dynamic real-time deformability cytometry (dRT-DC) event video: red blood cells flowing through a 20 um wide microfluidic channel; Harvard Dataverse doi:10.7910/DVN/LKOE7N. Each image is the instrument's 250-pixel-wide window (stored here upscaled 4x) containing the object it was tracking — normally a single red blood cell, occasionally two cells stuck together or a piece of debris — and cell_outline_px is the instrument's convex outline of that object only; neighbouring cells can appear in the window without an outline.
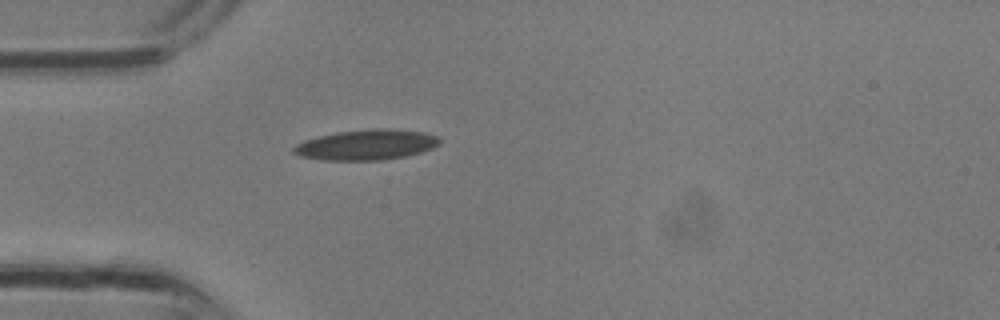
{"species": "common noctule bat (a hibernating species)", "species_latin": "Nyctalus noctula", "temperature_condition": "room temperature", "stored_images_in_passage": 23, "camera_frame_rate_fps": 3000, "um_per_image_px": 0.085, "animal": {"sex": "male", "body_mass_g": 13.3}, "frame": {"image": 1, "passage_image": 1, "time_ms": 0.0, "image_size_px": [1000, 320], "cell_outline_px": [[440, 144], [432, 148], [420, 152], [404, 156], [380, 160], [324, 160], [300, 156], [292, 152], [292, 148], [296, 144], [304, 140], [336, 132], [372, 128], [392, 128], [424, 132], [436, 136], [440, 140]], "centroid_in_image_um": [31.13, 12.29], "position_along_channel_um": 53.9, "area_um2": 25.84}}
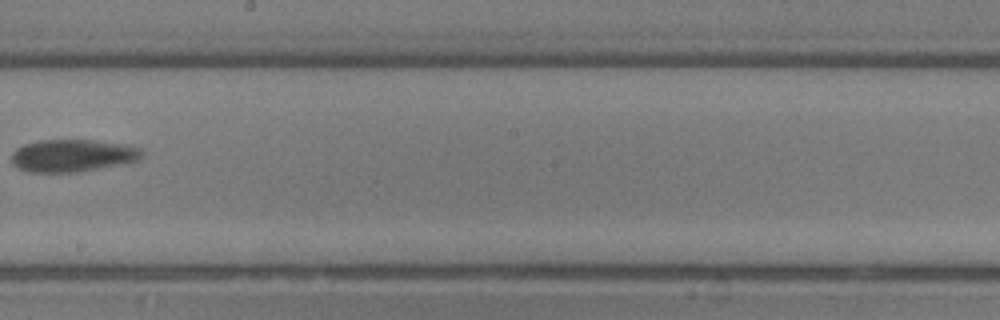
{"frame": {"image": 2, "passage_image": 10, "time_ms": 3.0, "image_size_px": [1000, 320], "cell_outline_px": [[144, 156], [140, 160], [80, 172], [28, 172], [12, 164], [12, 152], [16, 148], [24, 144], [40, 140], [92, 140], [120, 144], [140, 148], [144, 152]], "centroid_in_image_um": [6.16, 13.23], "position_along_channel_um": 242.0, "area_um2": 24.62}}
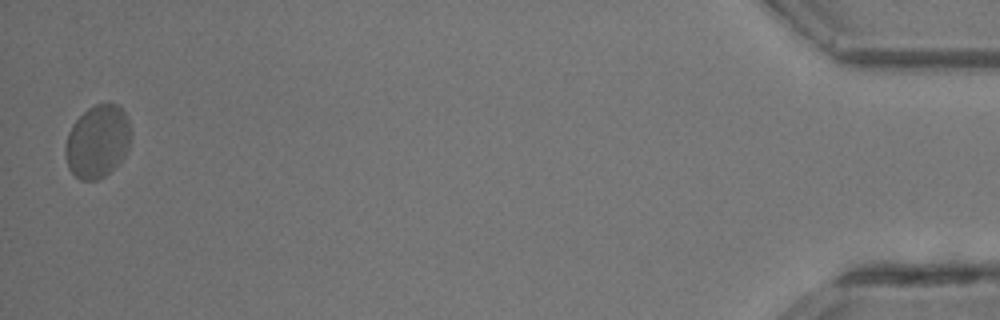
{"frame": {"image": 3, "passage_image": 23, "time_ms": 7.333, "image_size_px": [1000, 320], "cell_outline_px": [[132, 136], [128, 148], [124, 156], [104, 176], [96, 180], [80, 180], [68, 168], [64, 152], [64, 148], [68, 132], [72, 124], [88, 108], [96, 104], [116, 104], [124, 112], [128, 120], [132, 132]], "centroid_in_image_um": [8.28, 12.02], "position_along_channel_um": 426.9, "area_um2": 27.74}}